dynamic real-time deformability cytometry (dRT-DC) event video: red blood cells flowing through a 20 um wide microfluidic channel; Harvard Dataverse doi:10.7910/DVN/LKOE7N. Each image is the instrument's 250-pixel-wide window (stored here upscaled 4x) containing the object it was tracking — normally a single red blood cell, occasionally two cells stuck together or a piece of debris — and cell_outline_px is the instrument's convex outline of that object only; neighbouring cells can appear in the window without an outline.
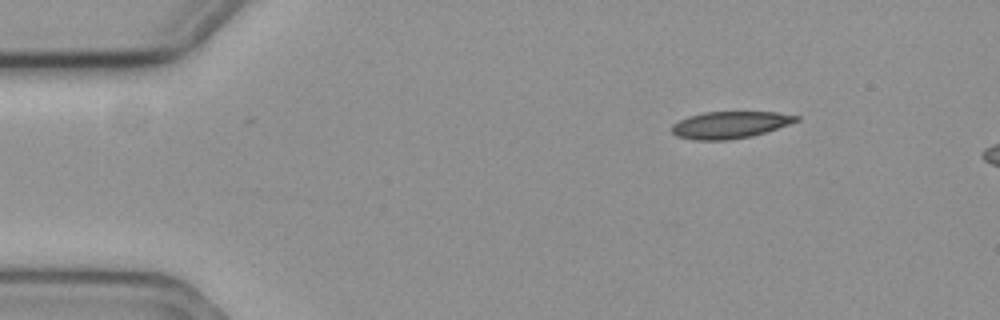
{"species": "common noctule bat (a hibernating species)", "species_latin": "Nyctalus noctula", "temperature_condition": "cold", "stored_images_in_passage": 7, "camera_frame_rate_fps": 3000, "um_per_image_px": 0.085, "animal": {"sex": "female", "body_mass_g": 19.3, "forearm_length_mm": 54.1}, "frame": {"image": 1, "passage_image": 1, "time_ms": 0.0, "image_size_px": [1000, 320], "cell_outline_px": [[800, 120], [752, 136], [728, 140], [696, 140], [676, 136], [672, 132], [672, 124], [688, 116], [704, 112], [776, 112], [800, 116]], "centroid_in_image_um": [62.03, 10.61], "position_along_channel_um": 23.0, "area_um2": 19.42}}